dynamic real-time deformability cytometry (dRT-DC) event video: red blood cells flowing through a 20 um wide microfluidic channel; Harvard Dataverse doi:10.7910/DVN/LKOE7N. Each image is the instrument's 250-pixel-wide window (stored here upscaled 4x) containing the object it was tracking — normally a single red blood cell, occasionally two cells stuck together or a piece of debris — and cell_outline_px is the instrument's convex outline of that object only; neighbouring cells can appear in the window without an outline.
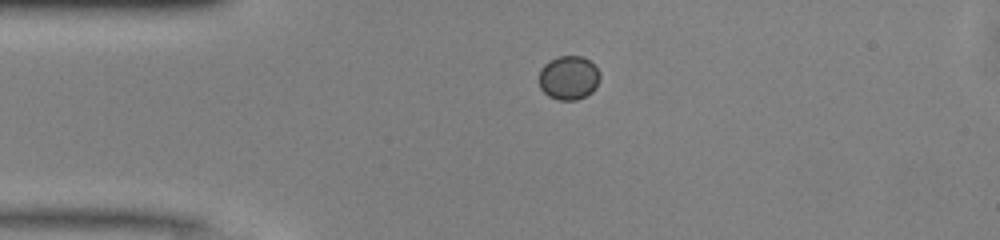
{"species": "common noctule bat (a hibernating species)", "species_latin": "Nyctalus noctula", "temperature_condition": "warm", "stored_images_in_passage": 40, "camera_frame_rate_fps": 3000, "um_per_image_px": 0.085, "animal": {"sex": "male", "body_mass_g": 13.0, "forearm_length_mm": 53.1}, "frame": {"image": 1, "passage_image": 1, "time_ms": 0.0, "image_size_px": [1000, 240], "cell_outline_px": [[600, 80], [596, 88], [592, 92], [576, 100], [560, 100], [548, 96], [540, 88], [540, 68], [548, 60], [560, 56], [584, 56], [600, 72]], "centroid_in_image_um": [48.34, 6.6], "position_along_channel_um": 36.7, "area_um2": 15.66}}
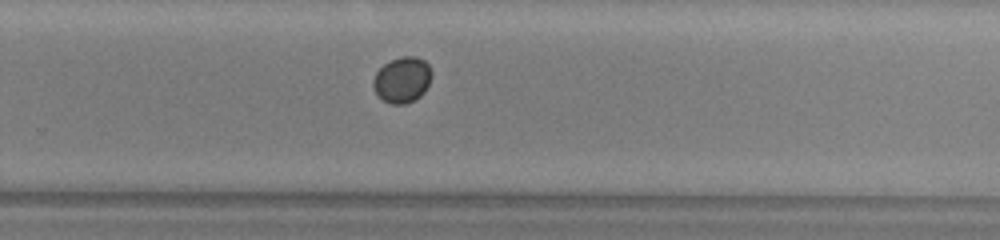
{"frame": {"image": 2, "passage_image": 22, "time_ms": 7.0, "image_size_px": [1000, 240], "cell_outline_px": [[432, 76], [424, 92], [420, 96], [404, 104], [392, 104], [384, 100], [376, 92], [372, 84], [372, 80], [376, 72], [384, 64], [400, 56], [416, 56], [424, 60], [428, 64], [432, 72]], "centroid_in_image_um": [34.19, 6.76], "position_along_channel_um": 295.6, "area_um2": 15.49}}
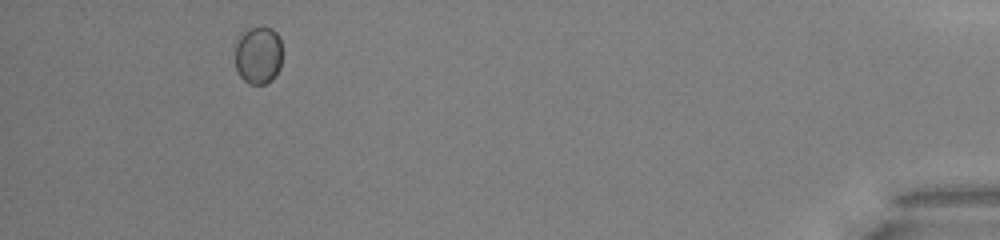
{"frame": {"image": 3, "passage_image": 36, "time_ms": 11.667, "image_size_px": [1000, 240], "cell_outline_px": [[280, 68], [276, 76], [272, 80], [264, 84], [248, 84], [240, 76], [236, 68], [232, 44], [244, 32], [252, 28], [272, 28], [280, 36]], "centroid_in_image_um": [21.91, 4.7], "position_along_channel_um": 413.3, "area_um2": 16.18}}